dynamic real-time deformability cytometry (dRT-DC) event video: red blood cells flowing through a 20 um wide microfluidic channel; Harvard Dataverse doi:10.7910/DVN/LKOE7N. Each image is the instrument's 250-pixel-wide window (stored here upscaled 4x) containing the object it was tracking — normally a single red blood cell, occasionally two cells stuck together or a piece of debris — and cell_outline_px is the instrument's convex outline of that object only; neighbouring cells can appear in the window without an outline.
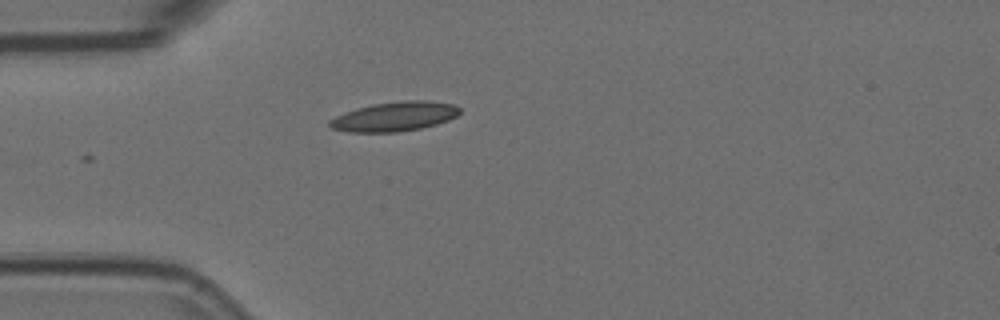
{"species": "Egyptian fruit bat (a non-hibernating species)", "species_latin": "Rousettus aegyptiacus", "temperature_condition": "room temperature", "stored_images_in_passage": 6, "camera_frame_rate_fps": 3000, "um_per_image_px": 0.085, "animal": {"sex": "female"}, "frame": {"image": 1, "passage_image": 6, "time_ms": 1.667, "image_size_px": [1000, 320], "cell_outline_px": [[460, 112], [456, 116], [448, 120], [436, 124], [420, 128], [396, 132], [348, 132], [332, 128], [328, 124], [328, 120], [344, 112], [356, 108], [372, 104], [404, 100], [428, 100], [456, 104], [460, 108]], "centroid_in_image_um": [33.54, 9.89], "position_along_channel_um": 51.5, "area_um2": 22.43}}